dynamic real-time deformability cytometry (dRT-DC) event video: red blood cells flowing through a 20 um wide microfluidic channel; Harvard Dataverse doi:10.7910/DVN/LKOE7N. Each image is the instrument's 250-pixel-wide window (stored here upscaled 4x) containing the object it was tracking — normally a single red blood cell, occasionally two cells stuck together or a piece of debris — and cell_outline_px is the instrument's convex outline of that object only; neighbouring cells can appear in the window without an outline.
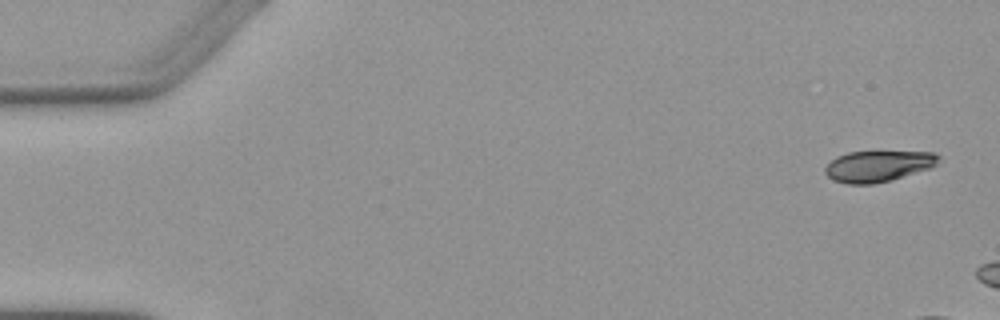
{"species": "Egyptian fruit bat (a non-hibernating species)", "species_latin": "Rousettus aegyptiacus", "temperature_condition": "warm", "stored_images_in_passage": 2, "camera_frame_rate_fps": 3000, "um_per_image_px": 0.085, "animal": {"sex": "female"}, "frame": {"image": 1, "passage_image": 1, "time_ms": 0.0, "image_size_px": [1000, 320], "cell_outline_px": [[940, 160], [932, 168], [892, 180], [872, 184], [848, 184], [832, 180], [824, 172], [824, 168], [836, 156], [848, 152], [932, 152], [940, 156]], "centroid_in_image_um": [74.64, 14.13], "position_along_channel_um": 10.4, "area_um2": 20.63}}